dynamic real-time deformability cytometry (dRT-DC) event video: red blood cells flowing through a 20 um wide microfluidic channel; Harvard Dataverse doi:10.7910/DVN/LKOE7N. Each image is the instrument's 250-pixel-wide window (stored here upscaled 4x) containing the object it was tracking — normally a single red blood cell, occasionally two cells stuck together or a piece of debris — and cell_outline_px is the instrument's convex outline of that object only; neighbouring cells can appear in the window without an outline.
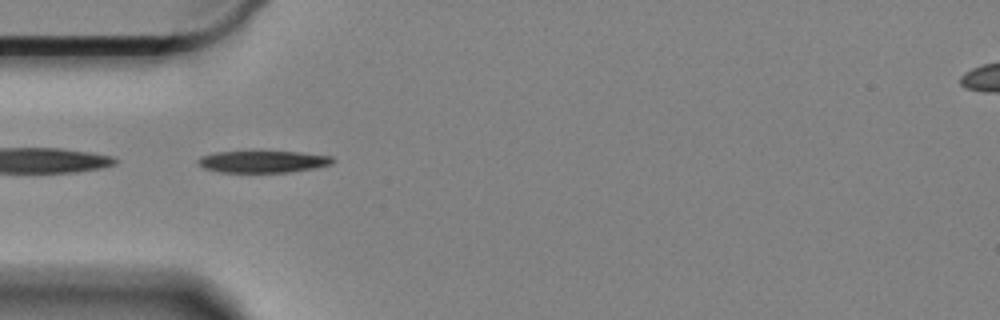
{"species": "Egyptian fruit bat (a non-hibernating species)", "species_latin": "Rousettus aegyptiacus", "temperature_condition": "cold", "stored_images_in_passage": 44, "camera_frame_rate_fps": 3000, "um_per_image_px": 0.085, "animal": {"sex": "female"}, "frame": {"image": 1, "passage_image": 2, "time_ms": 0.333, "image_size_px": [1000, 320], "cell_outline_px": [[336, 160], [332, 164], [312, 168], [288, 172], [220, 172], [204, 168], [196, 160], [200, 156], [216, 152], [252, 148], [300, 152], [332, 156]], "centroid_in_image_um": [22.32, 13.67], "position_along_channel_um": 62.7, "area_um2": 18.21}}
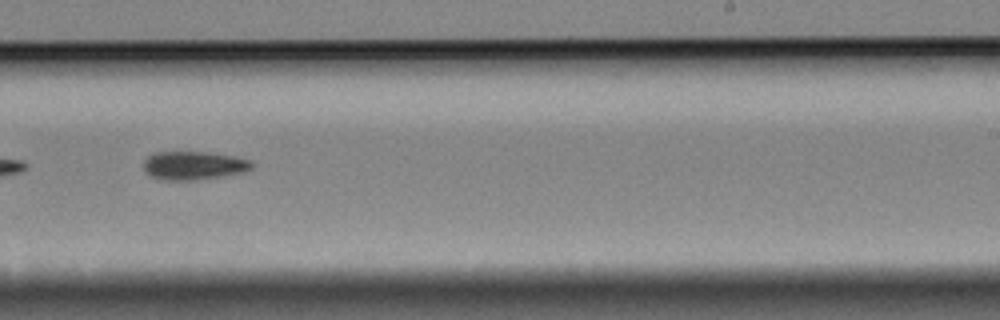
{"frame": {"image": 2, "passage_image": 21, "time_ms": 6.667, "image_size_px": [1000, 320], "cell_outline_px": [[252, 168], [244, 172], [224, 176], [192, 180], [164, 180], [152, 176], [144, 168], [144, 160], [148, 156], [156, 152], [200, 152], [232, 156], [248, 160], [252, 164]], "centroid_in_image_um": [16.45, 14.07], "position_along_channel_um": 272.6, "area_um2": 17.57}}
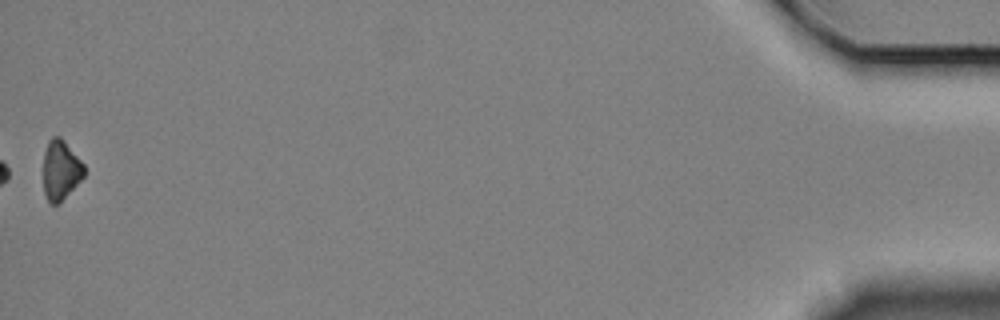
{"frame": {"image": 3, "passage_image": 44, "time_ms": 14.333, "image_size_px": [1000, 320], "cell_outline_px": [[84, 176], [56, 204], [52, 204], [48, 200], [44, 192], [44, 152], [48, 140], [52, 136], [60, 136], [64, 140], [84, 164]], "centroid_in_image_um": [5.15, 14.39], "position_along_channel_um": 430.1, "area_um2": 13.81}, "authors_computed_cell_mechanics": {"area_um2": 17.3978, "velocity_mm_per_s": 3.3186, "shape_relaxation_time_tau1_ms": 2.8794, "shape_relaxation_time_tau2_ms": null, "deformation_change_tau1": 0.1144, "deformation_change_tau2": null}}